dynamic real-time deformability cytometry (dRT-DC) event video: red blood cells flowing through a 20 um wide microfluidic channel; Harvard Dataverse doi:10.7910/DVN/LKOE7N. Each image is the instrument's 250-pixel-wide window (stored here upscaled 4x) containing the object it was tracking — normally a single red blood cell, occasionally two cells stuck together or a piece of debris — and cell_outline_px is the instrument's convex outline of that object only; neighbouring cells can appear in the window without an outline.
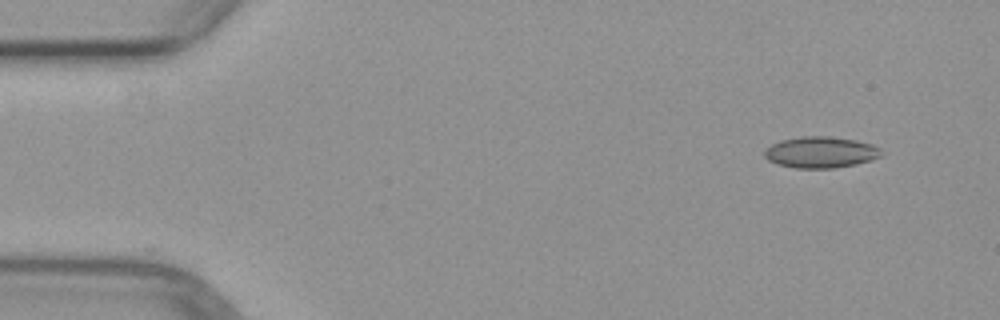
{"species": "common noctule bat (a hibernating species)", "species_latin": "Nyctalus noctula", "temperature_condition": "warm", "stored_images_in_passage": 4, "camera_frame_rate_fps": 3000, "um_per_image_px": 0.085, "animal": {"sex": "female", "body_mass_g": 29.2, "forearm_length_mm": 56.3}, "frame": {"image": 1, "passage_image": 1, "time_ms": 0.0, "image_size_px": [1000, 320], "cell_outline_px": [[880, 156], [872, 160], [856, 164], [832, 168], [796, 168], [776, 164], [768, 160], [764, 156], [764, 152], [772, 144], [780, 140], [804, 136], [832, 136], [856, 140], [872, 144], [880, 148]], "centroid_in_image_um": [69.75, 12.94], "position_along_channel_um": 15.2, "area_um2": 21.27}}
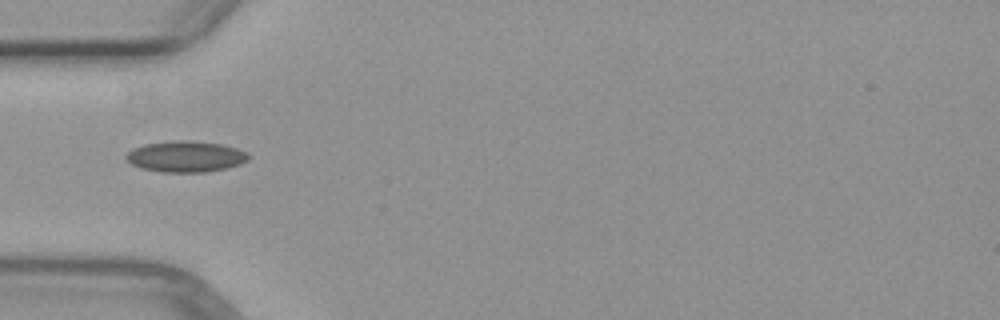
{"frame": {"image": 2, "passage_image": 3, "time_ms": 4.0, "image_size_px": [1000, 320], "cell_outline_px": [[252, 156], [248, 160], [240, 164], [208, 172], [160, 172], [140, 168], [132, 164], [124, 156], [132, 148], [144, 144], [172, 140], [192, 140], [224, 144], [248, 152]], "centroid_in_image_um": [15.8, 13.29], "position_along_channel_um": 69.2, "area_um2": 22.48}}
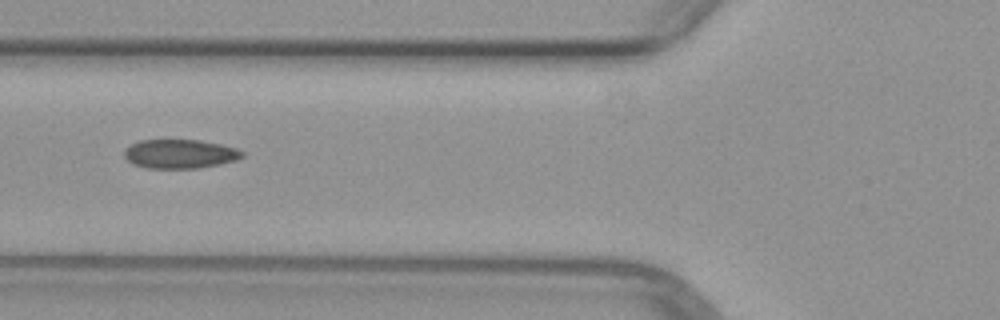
{"frame": {"image": 3, "passage_image": 4, "time_ms": 5.0, "image_size_px": [1000, 320], "cell_outline_px": [[244, 156], [236, 160], [220, 164], [200, 168], [148, 168], [132, 164], [124, 156], [124, 152], [132, 144], [140, 140], [200, 140], [220, 144], [236, 148], [244, 152]], "centroid_in_image_um": [15.32, 13.08], "position_along_channel_um": 110.5, "area_um2": 19.88}}